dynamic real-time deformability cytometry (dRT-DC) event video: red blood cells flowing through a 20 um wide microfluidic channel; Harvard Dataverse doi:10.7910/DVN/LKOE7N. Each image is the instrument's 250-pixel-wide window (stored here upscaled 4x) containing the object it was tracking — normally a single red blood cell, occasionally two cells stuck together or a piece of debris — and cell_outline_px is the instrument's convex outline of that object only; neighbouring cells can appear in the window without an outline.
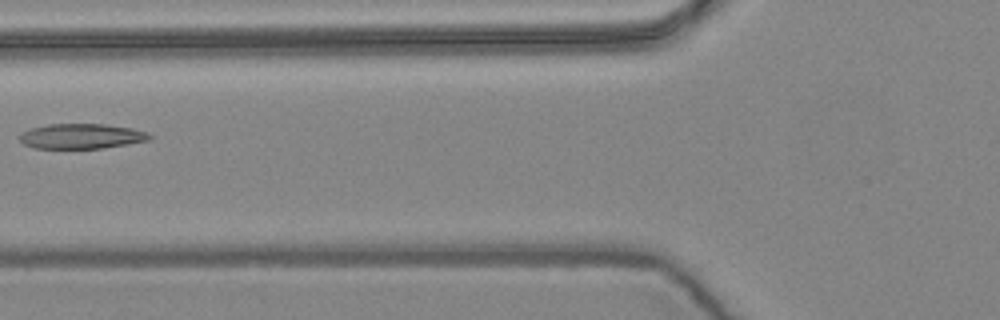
{"species": "common noctule bat (a hibernating species)", "species_latin": "Nyctalus noctula", "temperature_condition": "warm", "stored_images_in_passage": 7, "camera_frame_rate_fps": 3000, "um_per_image_px": 0.085, "animal": {"sex": "female", "body_mass_g": 24.6, "forearm_length_mm": 56.2}, "frame": {"image": 1, "passage_image": 7, "time_ms": 2.0, "image_size_px": [1000, 320], "cell_outline_px": [[152, 136], [148, 140], [104, 148], [32, 148], [24, 144], [20, 140], [20, 136], [28, 128], [48, 124], [104, 124], [132, 128], [148, 132]], "centroid_in_image_um": [6.91, 11.57], "position_along_channel_um": 118.9, "area_um2": 18.9}}